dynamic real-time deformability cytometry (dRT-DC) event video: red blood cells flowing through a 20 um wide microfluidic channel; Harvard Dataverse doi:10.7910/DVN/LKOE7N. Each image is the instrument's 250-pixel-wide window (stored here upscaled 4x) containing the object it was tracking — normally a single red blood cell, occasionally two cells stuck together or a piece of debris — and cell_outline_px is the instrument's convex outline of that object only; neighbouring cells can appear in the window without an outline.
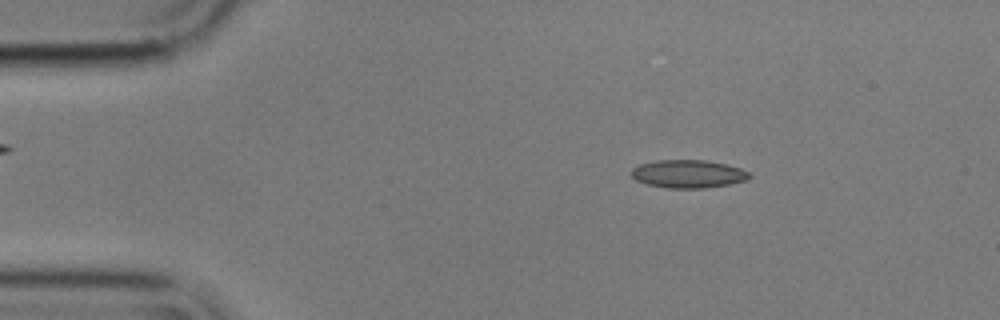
{"species": "common noctule bat (a hibernating species)", "species_latin": "Nyctalus noctula", "temperature_condition": "cold", "stored_images_in_passage": 55, "camera_frame_rate_fps": 3000, "um_per_image_px": 0.085, "animal": {"sex": "male", "body_mass_g": 17.9}, "frame": {"image": 1, "passage_image": 8, "time_ms": 2.333, "image_size_px": [1000, 320], "cell_outline_px": [[752, 176], [744, 180], [728, 184], [704, 188], [668, 188], [648, 184], [636, 180], [632, 176], [632, 168], [640, 164], [656, 160], [704, 160], [728, 164], [740, 168], [748, 172]], "centroid_in_image_um": [58.49, 14.77], "position_along_channel_um": 26.5, "area_um2": 19.13}}
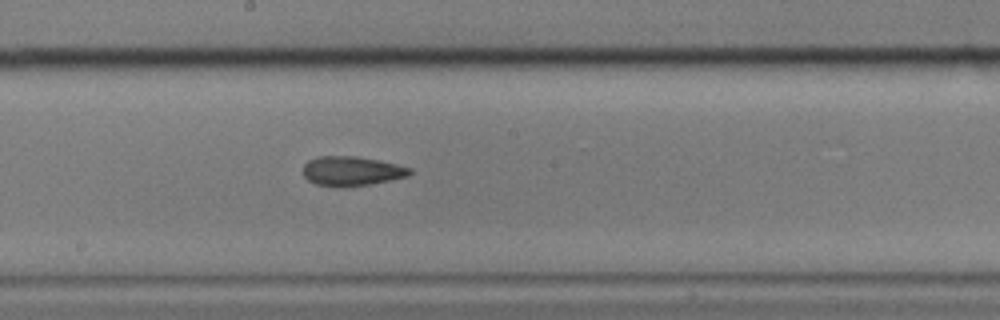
{"frame": {"image": 2, "passage_image": 29, "time_ms": 9.333, "image_size_px": [1000, 320], "cell_outline_px": [[412, 172], [408, 176], [368, 184], [340, 188], [316, 184], [308, 180], [304, 176], [304, 164], [308, 160], [316, 156], [356, 156], [396, 164], [412, 168]], "centroid_in_image_um": [29.86, 14.54], "position_along_channel_um": 218.3, "area_um2": 18.26}}
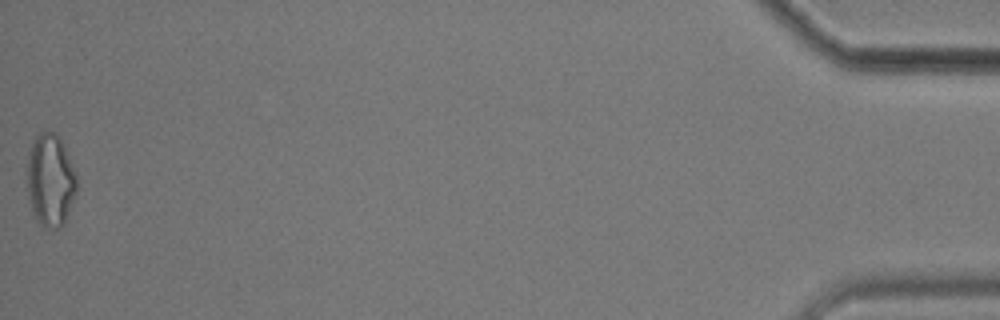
{"frame": {"image": 3, "passage_image": 55, "time_ms": 18.0, "image_size_px": [1000, 320], "cell_outline_px": [[76, 192], [64, 224], [60, 228], [44, 228], [36, 220], [32, 212], [28, 192], [28, 152], [36, 136], [40, 132], [56, 132], [76, 172]], "centroid_in_image_um": [4.28, 15.35], "position_along_channel_um": 430.9, "area_um2": 26.53}, "authors_computed_cell_mechanics": {"area_um2": 18.785, "velocity_mm_per_s": 3.5608, "shape_relaxation_time_tau1_ms": 5.8907, "shape_relaxation_time_tau2_ms": 3.0489, "deformation_change_tau1": 0.1486, "deformation_change_tau2": 0.1172}}